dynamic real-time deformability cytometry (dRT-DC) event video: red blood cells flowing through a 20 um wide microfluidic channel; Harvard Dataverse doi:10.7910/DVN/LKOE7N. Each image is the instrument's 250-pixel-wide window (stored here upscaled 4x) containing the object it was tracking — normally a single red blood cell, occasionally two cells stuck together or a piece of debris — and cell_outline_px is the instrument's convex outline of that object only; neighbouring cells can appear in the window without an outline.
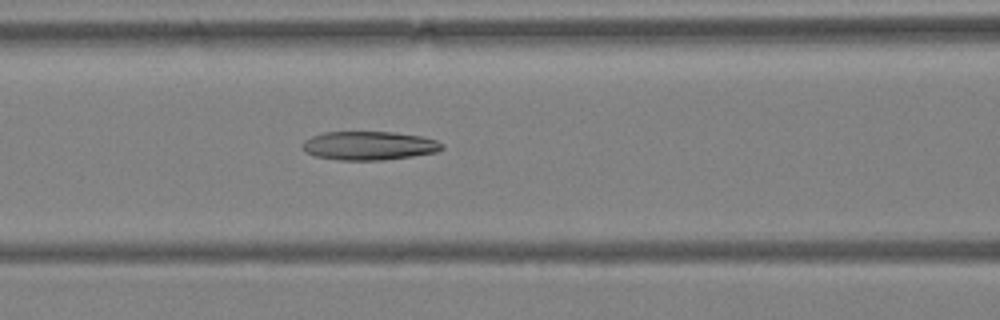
{"species": "Egyptian fruit bat (a non-hibernating species)", "species_latin": "Rousettus aegyptiacus", "temperature_condition": "warm", "stored_images_in_passage": 42, "camera_frame_rate_fps": 3000, "um_per_image_px": 0.085, "animal": {"sex": "female"}, "frame": {"image": 1, "passage_image": 12, "time_ms": 3.667, "image_size_px": [1000, 320], "cell_outline_px": [[444, 148], [436, 152], [412, 156], [384, 160], [336, 160], [316, 156], [304, 152], [300, 144], [304, 140], [312, 136], [324, 132], [392, 132], [420, 136], [436, 140], [444, 144]], "centroid_in_image_um": [31.34, 12.38], "position_along_channel_um": 135.3, "area_um2": 23.47}}
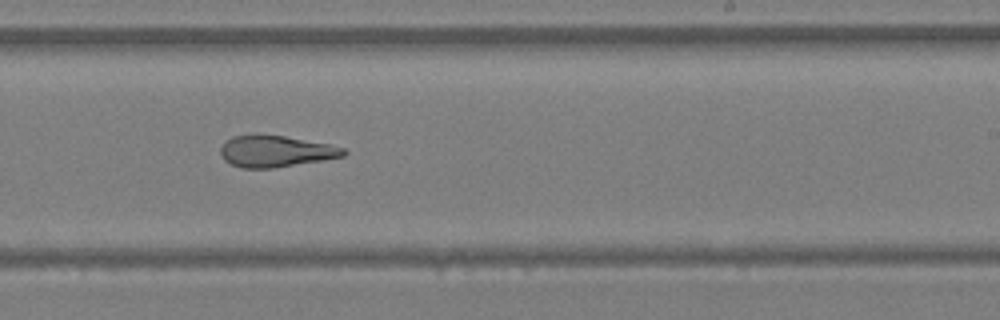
{"frame": {"image": 2, "passage_image": 22, "time_ms": 7.0, "image_size_px": [1000, 320], "cell_outline_px": [[348, 152], [344, 156], [324, 160], [272, 168], [240, 168], [224, 160], [220, 152], [220, 148], [232, 136], [284, 136], [328, 144], [344, 148]], "centroid_in_image_um": [23.46, 12.88], "position_along_channel_um": 265.5, "area_um2": 22.08}}
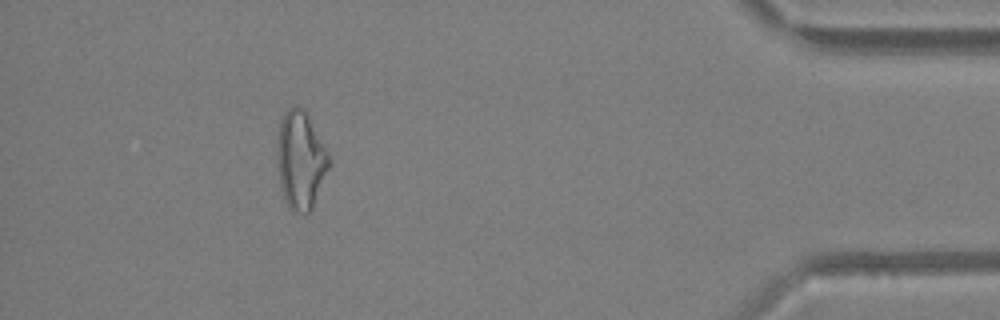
{"frame": {"image": 3, "passage_image": 37, "time_ms": 12.0, "image_size_px": [1000, 320], "cell_outline_px": [[332, 164], [312, 208], [308, 212], [292, 212], [288, 208], [284, 200], [280, 184], [276, 164], [276, 140], [280, 120], [284, 112], [288, 108], [304, 108], [328, 152], [332, 160]], "centroid_in_image_um": [25.54, 13.63], "position_along_channel_um": 409.7, "area_um2": 30.17}, "authors_computed_cell_mechanics": {"area_um2": 24.7095, "velocity_mm_per_s": 3.9222, "shape_relaxation_time_tau1_ms": null, "shape_relaxation_time_tau2_ms": 5.0476, "deformation_change_tau1": null, "deformation_change_tau2": 0.1788}}